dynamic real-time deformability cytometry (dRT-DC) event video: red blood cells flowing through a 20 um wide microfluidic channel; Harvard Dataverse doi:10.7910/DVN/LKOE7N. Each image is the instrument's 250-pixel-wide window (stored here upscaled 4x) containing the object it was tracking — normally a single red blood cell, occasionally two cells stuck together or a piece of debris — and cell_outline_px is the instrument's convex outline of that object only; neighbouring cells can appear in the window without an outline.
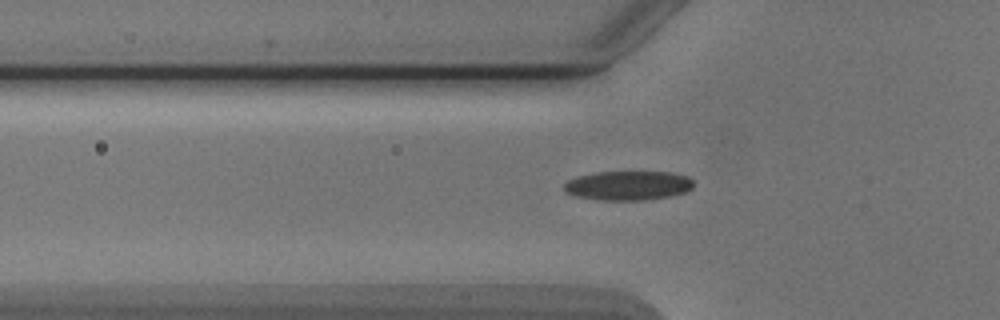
{"species": "Egyptian fruit bat (a non-hibernating species)", "species_latin": "Rousettus aegyptiacus", "temperature_condition": "cold", "stored_images_in_passage": 49, "camera_frame_rate_fps": 3000, "um_per_image_px": 0.085, "animal": {"sex": "male"}, "frame": {"image": 1, "passage_image": 18, "time_ms": 5.667, "image_size_px": [1000, 320], "cell_outline_px": [[692, 188], [684, 192], [668, 196], [648, 200], [600, 200], [576, 196], [564, 192], [564, 184], [568, 180], [580, 176], [596, 172], [668, 172], [688, 176], [692, 180]], "centroid_in_image_um": [53.37, 15.77], "position_along_channel_um": 72.4, "area_um2": 21.96}}
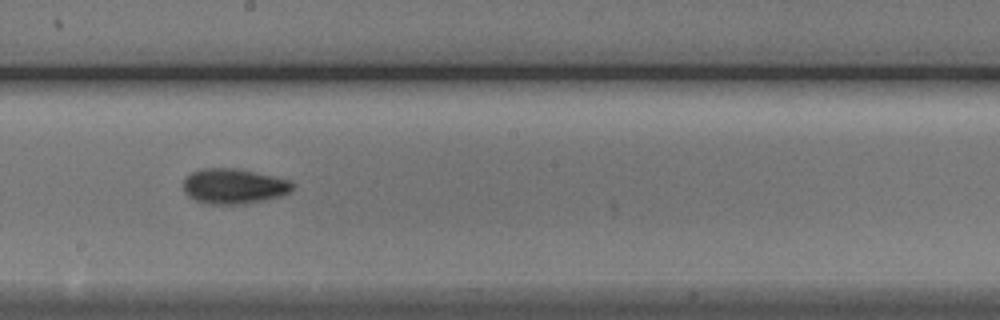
{"frame": {"image": 2, "passage_image": 30, "time_ms": 9.667, "image_size_px": [1000, 320], "cell_outline_px": [[292, 188], [288, 192], [280, 196], [264, 200], [244, 204], [208, 204], [196, 200], [188, 196], [184, 192], [184, 180], [192, 172], [204, 168], [236, 168], [272, 176], [288, 180], [292, 184]], "centroid_in_image_um": [19.84, 15.83], "position_along_channel_um": 228.4, "area_um2": 22.08}}
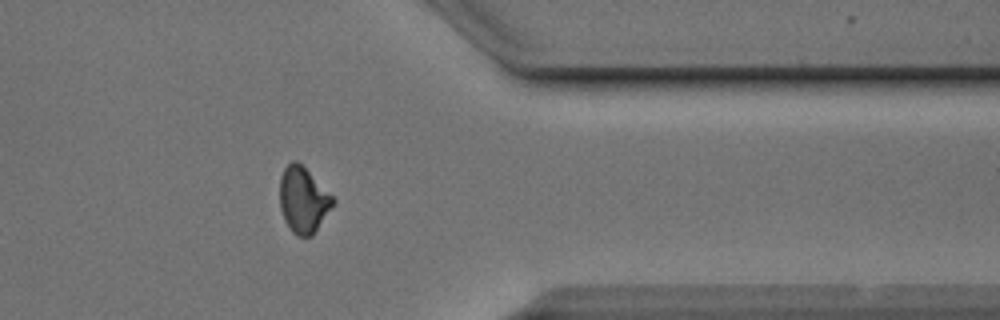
{"frame": {"image": 3, "passage_image": 43, "time_ms": 14.0, "image_size_px": [1000, 320], "cell_outline_px": [[336, 200], [312, 236], [296, 236], [292, 232], [284, 220], [280, 208], [280, 176], [284, 168], [292, 160], [296, 160]], "centroid_in_image_um": [25.74, 17.01], "position_along_channel_um": 385.7, "area_um2": 20.0}, "authors_computed_cell_mechanics": {"area_um2": 20.4612, "velocity_mm_per_s": 3.891, "shape_relaxation_time_tau1_ms": 2.3906, "shape_relaxation_time_tau2_ms": 4.4815, "deformation_change_tau1": 0.114, "deformation_change_tau2": 0.0834}}